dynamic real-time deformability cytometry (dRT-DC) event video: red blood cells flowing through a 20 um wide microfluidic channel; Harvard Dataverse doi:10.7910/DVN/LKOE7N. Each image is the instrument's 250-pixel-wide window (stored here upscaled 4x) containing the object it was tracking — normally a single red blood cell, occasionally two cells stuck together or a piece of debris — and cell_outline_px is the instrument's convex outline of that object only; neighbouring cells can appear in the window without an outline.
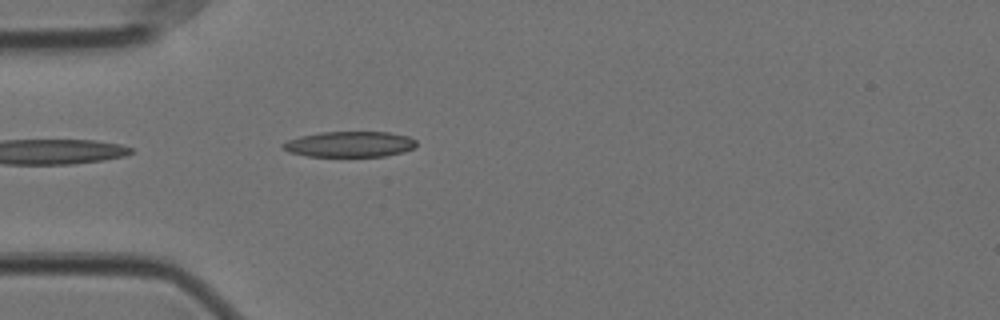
{"species": "Egyptian fruit bat (a non-hibernating species)", "species_latin": "Rousettus aegyptiacus", "temperature_condition": "cold", "stored_images_in_passage": 8, "camera_frame_rate_fps": 3000, "um_per_image_px": 0.085, "animal": {"sex": "female"}, "frame": {"image": 1, "passage_image": 1, "time_ms": 0.0, "image_size_px": [1000, 320], "cell_outline_px": [[416, 144], [412, 148], [404, 152], [384, 156], [308, 156], [288, 152], [280, 144], [288, 140], [300, 136], [320, 132], [388, 132], [408, 136], [416, 140]], "centroid_in_image_um": [29.71, 12.25], "position_along_channel_um": 55.3, "area_um2": 19.88}}
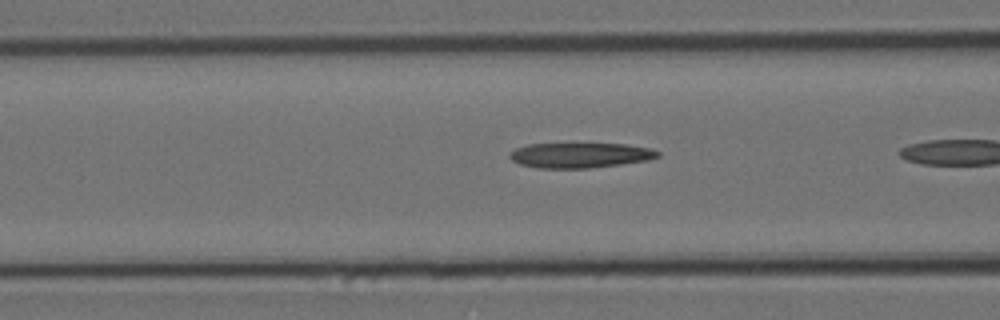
{"frame": {"image": 2, "passage_image": 4, "time_ms": 1.0, "image_size_px": [1000, 320], "cell_outline_px": [[660, 156], [648, 160], [620, 164], [588, 168], [536, 168], [520, 164], [512, 160], [508, 156], [508, 152], [516, 148], [528, 144], [628, 144], [652, 148], [660, 152]], "centroid_in_image_um": [49.3, 13.19], "position_along_channel_um": 117.3, "area_um2": 21.73}}
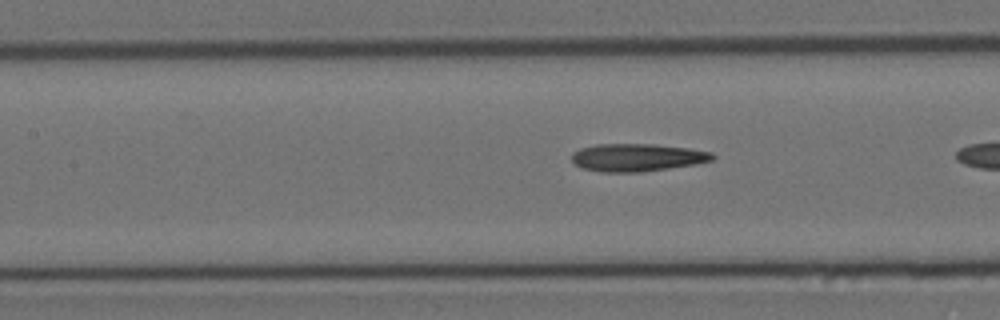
{"frame": {"image": 3, "passage_image": 7, "time_ms": 2.0, "image_size_px": [1000, 320], "cell_outline_px": [[716, 156], [712, 160], [696, 164], [640, 172], [600, 172], [580, 168], [572, 160], [572, 152], [580, 148], [596, 144], [652, 144], [688, 148], [712, 152]], "centroid_in_image_um": [54.13, 13.38], "position_along_channel_um": 153.3, "area_um2": 22.77}}